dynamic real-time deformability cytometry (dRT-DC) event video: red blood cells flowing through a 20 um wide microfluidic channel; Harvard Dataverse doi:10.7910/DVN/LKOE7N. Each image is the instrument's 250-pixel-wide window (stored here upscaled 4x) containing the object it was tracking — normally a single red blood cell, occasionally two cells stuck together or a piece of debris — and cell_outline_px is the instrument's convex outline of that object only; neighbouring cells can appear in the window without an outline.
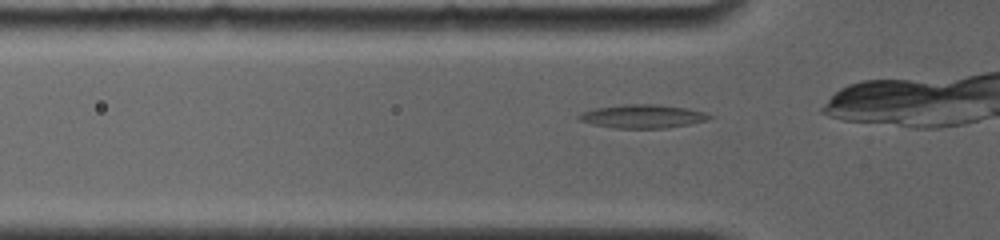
{"species": "common noctule bat (a hibernating species)", "species_latin": "Nyctalus noctula", "temperature_condition": "room temperature", "stored_images_in_passage": 28, "camera_frame_rate_fps": 4000, "um_per_image_px": 0.085, "animal": {"sex": "female", "body_mass_g": 19.0, "forearm_length_mm": 56.7}, "frame": {"image": 1, "passage_image": 2, "time_ms": 0.25, "image_size_px": [1000, 240], "cell_outline_px": [[716, 116], [708, 120], [688, 124], [664, 128], [616, 128], [592, 124], [580, 120], [576, 116], [580, 112], [596, 108], [624, 104], [656, 104], [688, 108], [704, 112]], "centroid_in_image_um": [54.64, 9.88], "position_along_channel_um": 71.2, "area_um2": 17.92}}
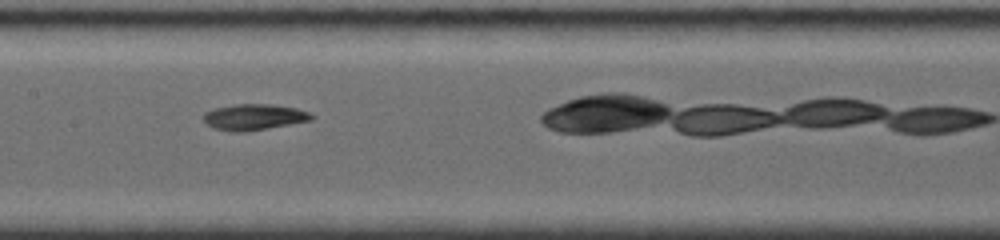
{"frame": {"image": 2, "passage_image": 9, "time_ms": 3.25, "image_size_px": [1000, 240], "cell_outline_px": [[316, 116], [312, 120], [268, 128], [244, 132], [232, 132], [212, 128], [204, 120], [204, 112], [216, 108], [236, 104], [272, 104], [296, 108], [308, 112]], "centroid_in_image_um": [21.6, 9.95], "position_along_channel_um": 185.8, "area_um2": 16.36}}
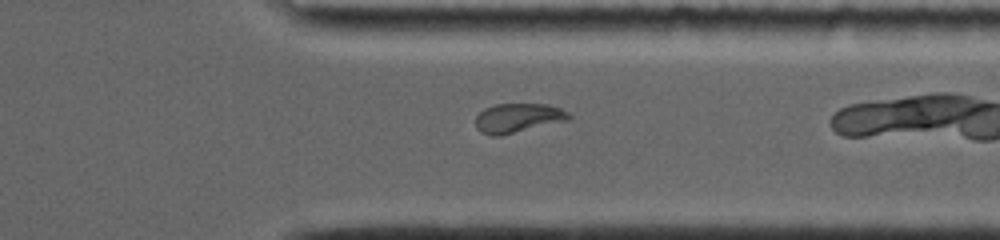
{"frame": {"image": 3, "passage_image": 21, "time_ms": 8.0, "image_size_px": [1000, 240], "cell_outline_px": [[572, 116], [568, 120], [500, 136], [492, 136], [480, 132], [476, 128], [476, 116], [484, 108], [496, 104], [548, 104], [560, 108], [568, 112]], "centroid_in_image_um": [44.01, 10.03], "position_along_channel_um": 367.4, "area_um2": 15.95}, "authors_computed_cell_mechanics": {"area_um2": 16.2707, "velocity_mm_per_s": 3.8083, "shape_relaxation_time_tau1_ms": 6.9921, "shape_relaxation_time_tau2_ms": 4.5758, "deformation_change_tau1": 0.2083, "deformation_change_tau2": 0.0869}}